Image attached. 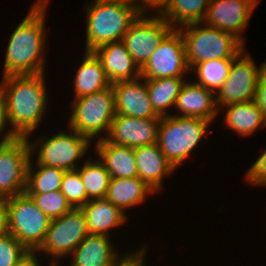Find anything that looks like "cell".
Wrapping results in <instances>:
<instances>
[{
	"instance_id": "6da1fadb",
	"label": "cell",
	"mask_w": 266,
	"mask_h": 266,
	"mask_svg": "<svg viewBox=\"0 0 266 266\" xmlns=\"http://www.w3.org/2000/svg\"><path fill=\"white\" fill-rule=\"evenodd\" d=\"M44 77V73L11 75L0 83L7 119L17 137L29 138L42 121L48 101Z\"/></svg>"
},
{
	"instance_id": "7a4b0ae2",
	"label": "cell",
	"mask_w": 266,
	"mask_h": 266,
	"mask_svg": "<svg viewBox=\"0 0 266 266\" xmlns=\"http://www.w3.org/2000/svg\"><path fill=\"white\" fill-rule=\"evenodd\" d=\"M47 0H37L13 31L7 46L3 77L44 73L45 10Z\"/></svg>"
},
{
	"instance_id": "3957f363",
	"label": "cell",
	"mask_w": 266,
	"mask_h": 266,
	"mask_svg": "<svg viewBox=\"0 0 266 266\" xmlns=\"http://www.w3.org/2000/svg\"><path fill=\"white\" fill-rule=\"evenodd\" d=\"M86 10V52L122 40L142 14L134 3L96 0Z\"/></svg>"
},
{
	"instance_id": "277c9868",
	"label": "cell",
	"mask_w": 266,
	"mask_h": 266,
	"mask_svg": "<svg viewBox=\"0 0 266 266\" xmlns=\"http://www.w3.org/2000/svg\"><path fill=\"white\" fill-rule=\"evenodd\" d=\"M202 24L191 23L178 28L185 42L190 69L207 60L235 59L244 50L245 45L232 34Z\"/></svg>"
},
{
	"instance_id": "5b68a950",
	"label": "cell",
	"mask_w": 266,
	"mask_h": 266,
	"mask_svg": "<svg viewBox=\"0 0 266 266\" xmlns=\"http://www.w3.org/2000/svg\"><path fill=\"white\" fill-rule=\"evenodd\" d=\"M210 123L201 118L171 114L161 117L157 144L175 169L197 146Z\"/></svg>"
},
{
	"instance_id": "8992f818",
	"label": "cell",
	"mask_w": 266,
	"mask_h": 266,
	"mask_svg": "<svg viewBox=\"0 0 266 266\" xmlns=\"http://www.w3.org/2000/svg\"><path fill=\"white\" fill-rule=\"evenodd\" d=\"M8 231L28 251H37L44 242L51 219L26 193L5 199Z\"/></svg>"
},
{
	"instance_id": "52a82bcc",
	"label": "cell",
	"mask_w": 266,
	"mask_h": 266,
	"mask_svg": "<svg viewBox=\"0 0 266 266\" xmlns=\"http://www.w3.org/2000/svg\"><path fill=\"white\" fill-rule=\"evenodd\" d=\"M71 104L74 108L68 121L71 130L90 141L101 132L106 131L108 136L116 116L112 85L100 92L75 98Z\"/></svg>"
},
{
	"instance_id": "ba28073f",
	"label": "cell",
	"mask_w": 266,
	"mask_h": 266,
	"mask_svg": "<svg viewBox=\"0 0 266 266\" xmlns=\"http://www.w3.org/2000/svg\"><path fill=\"white\" fill-rule=\"evenodd\" d=\"M69 130L71 134L62 131L50 138L42 137L35 143L29 142L31 154L35 149L36 151L39 149L36 164L60 168L64 171L78 168L75 163L86 154L90 147V140L75 130ZM38 145L39 148H37Z\"/></svg>"
},
{
	"instance_id": "9c48e42d",
	"label": "cell",
	"mask_w": 266,
	"mask_h": 266,
	"mask_svg": "<svg viewBox=\"0 0 266 266\" xmlns=\"http://www.w3.org/2000/svg\"><path fill=\"white\" fill-rule=\"evenodd\" d=\"M89 235L85 214L81 208H73L59 218L52 219L43 244L37 252H45L53 258L52 266H59V257L71 255L74 249Z\"/></svg>"
},
{
	"instance_id": "30bf717a",
	"label": "cell",
	"mask_w": 266,
	"mask_h": 266,
	"mask_svg": "<svg viewBox=\"0 0 266 266\" xmlns=\"http://www.w3.org/2000/svg\"><path fill=\"white\" fill-rule=\"evenodd\" d=\"M243 50L233 61L228 77L217 92L216 106L254 101L257 83L266 62L257 68L250 55H245Z\"/></svg>"
},
{
	"instance_id": "8fae6325",
	"label": "cell",
	"mask_w": 266,
	"mask_h": 266,
	"mask_svg": "<svg viewBox=\"0 0 266 266\" xmlns=\"http://www.w3.org/2000/svg\"><path fill=\"white\" fill-rule=\"evenodd\" d=\"M28 140V137H17L0 151V199L25 193L27 168L32 156Z\"/></svg>"
},
{
	"instance_id": "7c38bea8",
	"label": "cell",
	"mask_w": 266,
	"mask_h": 266,
	"mask_svg": "<svg viewBox=\"0 0 266 266\" xmlns=\"http://www.w3.org/2000/svg\"><path fill=\"white\" fill-rule=\"evenodd\" d=\"M188 70L182 33L173 28L141 68V78L183 77Z\"/></svg>"
},
{
	"instance_id": "4fadbf2b",
	"label": "cell",
	"mask_w": 266,
	"mask_h": 266,
	"mask_svg": "<svg viewBox=\"0 0 266 266\" xmlns=\"http://www.w3.org/2000/svg\"><path fill=\"white\" fill-rule=\"evenodd\" d=\"M141 14L124 35L128 52L141 69L159 46L164 37L173 29L161 15L143 17Z\"/></svg>"
},
{
	"instance_id": "5bb4252c",
	"label": "cell",
	"mask_w": 266,
	"mask_h": 266,
	"mask_svg": "<svg viewBox=\"0 0 266 266\" xmlns=\"http://www.w3.org/2000/svg\"><path fill=\"white\" fill-rule=\"evenodd\" d=\"M258 0H211L203 24L232 34L243 45L241 32L247 27Z\"/></svg>"
},
{
	"instance_id": "9a60e30c",
	"label": "cell",
	"mask_w": 266,
	"mask_h": 266,
	"mask_svg": "<svg viewBox=\"0 0 266 266\" xmlns=\"http://www.w3.org/2000/svg\"><path fill=\"white\" fill-rule=\"evenodd\" d=\"M161 118H135L116 115L106 138L109 142L120 146L137 148L157 143Z\"/></svg>"
},
{
	"instance_id": "2e32d148",
	"label": "cell",
	"mask_w": 266,
	"mask_h": 266,
	"mask_svg": "<svg viewBox=\"0 0 266 266\" xmlns=\"http://www.w3.org/2000/svg\"><path fill=\"white\" fill-rule=\"evenodd\" d=\"M143 79L141 83L138 80ZM114 92L116 115L135 118H161L150 101L145 78L119 81L111 84Z\"/></svg>"
},
{
	"instance_id": "e0dca14e",
	"label": "cell",
	"mask_w": 266,
	"mask_h": 266,
	"mask_svg": "<svg viewBox=\"0 0 266 266\" xmlns=\"http://www.w3.org/2000/svg\"><path fill=\"white\" fill-rule=\"evenodd\" d=\"M93 53L101 61L105 75L111 84L141 77V69L122 40L105 44Z\"/></svg>"
},
{
	"instance_id": "ac0fdd59",
	"label": "cell",
	"mask_w": 266,
	"mask_h": 266,
	"mask_svg": "<svg viewBox=\"0 0 266 266\" xmlns=\"http://www.w3.org/2000/svg\"><path fill=\"white\" fill-rule=\"evenodd\" d=\"M112 247L109 236L89 234L71 253V266H119L130 254L119 257Z\"/></svg>"
},
{
	"instance_id": "d6986e66",
	"label": "cell",
	"mask_w": 266,
	"mask_h": 266,
	"mask_svg": "<svg viewBox=\"0 0 266 266\" xmlns=\"http://www.w3.org/2000/svg\"><path fill=\"white\" fill-rule=\"evenodd\" d=\"M214 93L196 82H184L176 99L179 117L201 118L213 121L218 114Z\"/></svg>"
},
{
	"instance_id": "ffe728a7",
	"label": "cell",
	"mask_w": 266,
	"mask_h": 266,
	"mask_svg": "<svg viewBox=\"0 0 266 266\" xmlns=\"http://www.w3.org/2000/svg\"><path fill=\"white\" fill-rule=\"evenodd\" d=\"M138 177L155 192L163 188V178L174 172L173 165L157 143L134 148Z\"/></svg>"
},
{
	"instance_id": "44dd1931",
	"label": "cell",
	"mask_w": 266,
	"mask_h": 266,
	"mask_svg": "<svg viewBox=\"0 0 266 266\" xmlns=\"http://www.w3.org/2000/svg\"><path fill=\"white\" fill-rule=\"evenodd\" d=\"M89 234L109 236V231L126 221V214L106 198L89 200L81 207Z\"/></svg>"
},
{
	"instance_id": "7402d4cb",
	"label": "cell",
	"mask_w": 266,
	"mask_h": 266,
	"mask_svg": "<svg viewBox=\"0 0 266 266\" xmlns=\"http://www.w3.org/2000/svg\"><path fill=\"white\" fill-rule=\"evenodd\" d=\"M96 151L110 177H138L134 149L109 142L106 138L98 140Z\"/></svg>"
},
{
	"instance_id": "603a6c76",
	"label": "cell",
	"mask_w": 266,
	"mask_h": 266,
	"mask_svg": "<svg viewBox=\"0 0 266 266\" xmlns=\"http://www.w3.org/2000/svg\"><path fill=\"white\" fill-rule=\"evenodd\" d=\"M154 192L139 177H111L105 198L125 212L124 209L143 203L146 196Z\"/></svg>"
},
{
	"instance_id": "cb8c5ba5",
	"label": "cell",
	"mask_w": 266,
	"mask_h": 266,
	"mask_svg": "<svg viewBox=\"0 0 266 266\" xmlns=\"http://www.w3.org/2000/svg\"><path fill=\"white\" fill-rule=\"evenodd\" d=\"M74 78L75 98L100 92L111 86L101 61L93 52H86Z\"/></svg>"
},
{
	"instance_id": "d4e9b609",
	"label": "cell",
	"mask_w": 266,
	"mask_h": 266,
	"mask_svg": "<svg viewBox=\"0 0 266 266\" xmlns=\"http://www.w3.org/2000/svg\"><path fill=\"white\" fill-rule=\"evenodd\" d=\"M225 107L227 111L224 122L238 135L249 136L256 129L266 128L263 113L254 101L235 103Z\"/></svg>"
},
{
	"instance_id": "484cf974",
	"label": "cell",
	"mask_w": 266,
	"mask_h": 266,
	"mask_svg": "<svg viewBox=\"0 0 266 266\" xmlns=\"http://www.w3.org/2000/svg\"><path fill=\"white\" fill-rule=\"evenodd\" d=\"M211 0H169L159 13L173 28L202 23ZM176 26V27H175ZM179 26V27H177Z\"/></svg>"
},
{
	"instance_id": "4316f807",
	"label": "cell",
	"mask_w": 266,
	"mask_h": 266,
	"mask_svg": "<svg viewBox=\"0 0 266 266\" xmlns=\"http://www.w3.org/2000/svg\"><path fill=\"white\" fill-rule=\"evenodd\" d=\"M150 101L155 112L166 116L167 108L175 106L181 87L185 82L183 77H165L158 79H145Z\"/></svg>"
},
{
	"instance_id": "83f0119b",
	"label": "cell",
	"mask_w": 266,
	"mask_h": 266,
	"mask_svg": "<svg viewBox=\"0 0 266 266\" xmlns=\"http://www.w3.org/2000/svg\"><path fill=\"white\" fill-rule=\"evenodd\" d=\"M32 156L27 168L26 194H43L60 190L65 171L60 168L37 165V171L34 172Z\"/></svg>"
},
{
	"instance_id": "f1b7e54d",
	"label": "cell",
	"mask_w": 266,
	"mask_h": 266,
	"mask_svg": "<svg viewBox=\"0 0 266 266\" xmlns=\"http://www.w3.org/2000/svg\"><path fill=\"white\" fill-rule=\"evenodd\" d=\"M82 179L89 200L105 198L110 181V174L100 161L87 160L76 169Z\"/></svg>"
},
{
	"instance_id": "f546056e",
	"label": "cell",
	"mask_w": 266,
	"mask_h": 266,
	"mask_svg": "<svg viewBox=\"0 0 266 266\" xmlns=\"http://www.w3.org/2000/svg\"><path fill=\"white\" fill-rule=\"evenodd\" d=\"M234 59H214L195 64L190 70L197 73L196 83L217 93L229 74ZM196 72V73H195Z\"/></svg>"
},
{
	"instance_id": "4dcf8cb0",
	"label": "cell",
	"mask_w": 266,
	"mask_h": 266,
	"mask_svg": "<svg viewBox=\"0 0 266 266\" xmlns=\"http://www.w3.org/2000/svg\"><path fill=\"white\" fill-rule=\"evenodd\" d=\"M39 209L44 212L51 220L61 217L71 211L73 207L60 190L43 193L27 194Z\"/></svg>"
},
{
	"instance_id": "1f68e13d",
	"label": "cell",
	"mask_w": 266,
	"mask_h": 266,
	"mask_svg": "<svg viewBox=\"0 0 266 266\" xmlns=\"http://www.w3.org/2000/svg\"><path fill=\"white\" fill-rule=\"evenodd\" d=\"M60 191L73 208H81L89 201L77 170L65 171Z\"/></svg>"
},
{
	"instance_id": "d6a6232c",
	"label": "cell",
	"mask_w": 266,
	"mask_h": 266,
	"mask_svg": "<svg viewBox=\"0 0 266 266\" xmlns=\"http://www.w3.org/2000/svg\"><path fill=\"white\" fill-rule=\"evenodd\" d=\"M27 252L12 234L0 237V266H14Z\"/></svg>"
},
{
	"instance_id": "836d02e7",
	"label": "cell",
	"mask_w": 266,
	"mask_h": 266,
	"mask_svg": "<svg viewBox=\"0 0 266 266\" xmlns=\"http://www.w3.org/2000/svg\"><path fill=\"white\" fill-rule=\"evenodd\" d=\"M246 181L253 186H266V150L246 172Z\"/></svg>"
},
{
	"instance_id": "e575fe53",
	"label": "cell",
	"mask_w": 266,
	"mask_h": 266,
	"mask_svg": "<svg viewBox=\"0 0 266 266\" xmlns=\"http://www.w3.org/2000/svg\"><path fill=\"white\" fill-rule=\"evenodd\" d=\"M254 102L259 106L266 121V67L259 77Z\"/></svg>"
},
{
	"instance_id": "d590c367",
	"label": "cell",
	"mask_w": 266,
	"mask_h": 266,
	"mask_svg": "<svg viewBox=\"0 0 266 266\" xmlns=\"http://www.w3.org/2000/svg\"><path fill=\"white\" fill-rule=\"evenodd\" d=\"M139 2H140V4H139ZM168 2H169V0H134V4L138 7L139 11L142 14L145 13L146 9L148 12V9L151 7H153V10H155L157 8V10L155 12H158L157 14H159L167 6Z\"/></svg>"
},
{
	"instance_id": "8d00e7d4",
	"label": "cell",
	"mask_w": 266,
	"mask_h": 266,
	"mask_svg": "<svg viewBox=\"0 0 266 266\" xmlns=\"http://www.w3.org/2000/svg\"><path fill=\"white\" fill-rule=\"evenodd\" d=\"M145 247L139 249V252L131 253L119 266H144V256H146Z\"/></svg>"
},
{
	"instance_id": "74e56055",
	"label": "cell",
	"mask_w": 266,
	"mask_h": 266,
	"mask_svg": "<svg viewBox=\"0 0 266 266\" xmlns=\"http://www.w3.org/2000/svg\"><path fill=\"white\" fill-rule=\"evenodd\" d=\"M9 233L8 231V212L5 199H0V237Z\"/></svg>"
},
{
	"instance_id": "f35d334b",
	"label": "cell",
	"mask_w": 266,
	"mask_h": 266,
	"mask_svg": "<svg viewBox=\"0 0 266 266\" xmlns=\"http://www.w3.org/2000/svg\"><path fill=\"white\" fill-rule=\"evenodd\" d=\"M35 253L37 251H28L14 266H40Z\"/></svg>"
},
{
	"instance_id": "ab89813d",
	"label": "cell",
	"mask_w": 266,
	"mask_h": 266,
	"mask_svg": "<svg viewBox=\"0 0 266 266\" xmlns=\"http://www.w3.org/2000/svg\"><path fill=\"white\" fill-rule=\"evenodd\" d=\"M8 123L6 112V101L3 92L0 89V134H2L4 128Z\"/></svg>"
},
{
	"instance_id": "60d3db41",
	"label": "cell",
	"mask_w": 266,
	"mask_h": 266,
	"mask_svg": "<svg viewBox=\"0 0 266 266\" xmlns=\"http://www.w3.org/2000/svg\"><path fill=\"white\" fill-rule=\"evenodd\" d=\"M3 137L2 139L0 140V151L1 149L11 140L17 138V136L12 132V130L10 129V131L7 133L2 134Z\"/></svg>"
},
{
	"instance_id": "b9f144b4",
	"label": "cell",
	"mask_w": 266,
	"mask_h": 266,
	"mask_svg": "<svg viewBox=\"0 0 266 266\" xmlns=\"http://www.w3.org/2000/svg\"><path fill=\"white\" fill-rule=\"evenodd\" d=\"M102 2H122V3H134V0H96Z\"/></svg>"
}]
</instances>
